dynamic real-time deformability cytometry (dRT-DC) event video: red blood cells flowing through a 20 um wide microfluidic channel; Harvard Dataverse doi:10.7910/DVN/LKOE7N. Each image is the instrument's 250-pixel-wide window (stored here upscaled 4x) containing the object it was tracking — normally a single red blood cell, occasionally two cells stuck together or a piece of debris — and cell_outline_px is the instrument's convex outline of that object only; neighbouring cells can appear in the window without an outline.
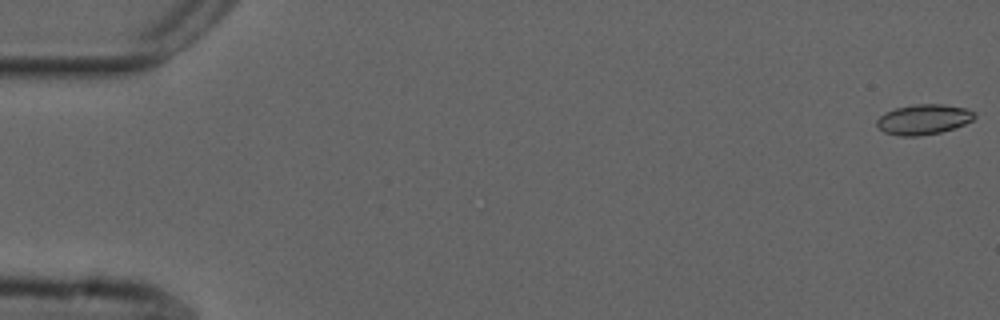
{"species": "common noctule bat (a hibernating species)", "species_latin": "Nyctalus noctula", "temperature_condition": "cold", "stored_images_in_passage": 56, "camera_frame_rate_fps": 3000, "um_per_image_px": 0.085, "animal": {"sex": "male", "forearm_length_mm": 52.5}, "frame": {"image": 1, "passage_image": 1, "time_ms": 0.0, "image_size_px": [1000, 320], "cell_outline_px": [[976, 116], [972, 120], [964, 124], [940, 132], [916, 136], [900, 136], [884, 132], [876, 124], [876, 120], [884, 112], [896, 108], [912, 104], [944, 104], [968, 108], [976, 112]], "centroid_in_image_um": [78.51, 10.13], "position_along_channel_um": 6.5, "area_um2": 17.22}}
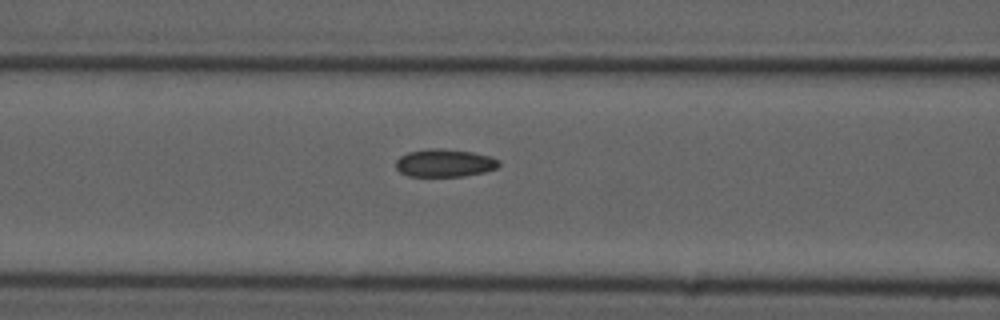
{"frame": {"image": 2, "passage_image": 23, "time_ms": 7.333, "image_size_px": [1000, 320], "cell_outline_px": [[500, 164], [496, 168], [484, 172], [464, 176], [408, 176], [400, 172], [396, 168], [396, 160], [400, 156], [408, 152], [428, 148], [440, 148], [472, 152], [492, 156], [500, 160]], "centroid_in_image_um": [37.8, 13.85], "position_along_channel_um": 128.8, "area_um2": 16.82}}
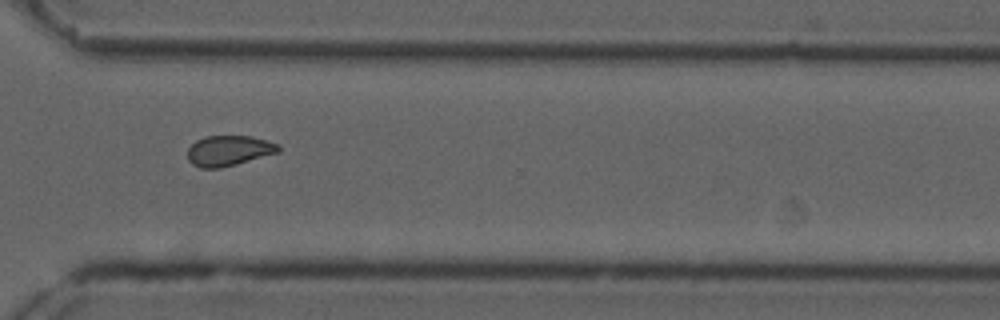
{"frame": {"image": 3, "passage_image": 41, "time_ms": 13.333, "image_size_px": [1000, 320], "cell_outline_px": [[280, 152], [236, 164], [220, 168], [200, 168], [192, 164], [188, 160], [188, 148], [196, 140], [204, 136], [252, 136], [280, 144]], "centroid_in_image_um": [19.45, 12.8], "position_along_channel_um": 351.1, "area_um2": 16.18}, "authors_computed_cell_mechanics": {"area_um2": 16.5886, "velocity_mm_per_s": 3.7073, "shape_relaxation_time_tau1_ms": null, "shape_relaxation_time_tau2_ms": 2.5476, "deformation_change_tau1": null, "deformation_change_tau2": 0.0639}}